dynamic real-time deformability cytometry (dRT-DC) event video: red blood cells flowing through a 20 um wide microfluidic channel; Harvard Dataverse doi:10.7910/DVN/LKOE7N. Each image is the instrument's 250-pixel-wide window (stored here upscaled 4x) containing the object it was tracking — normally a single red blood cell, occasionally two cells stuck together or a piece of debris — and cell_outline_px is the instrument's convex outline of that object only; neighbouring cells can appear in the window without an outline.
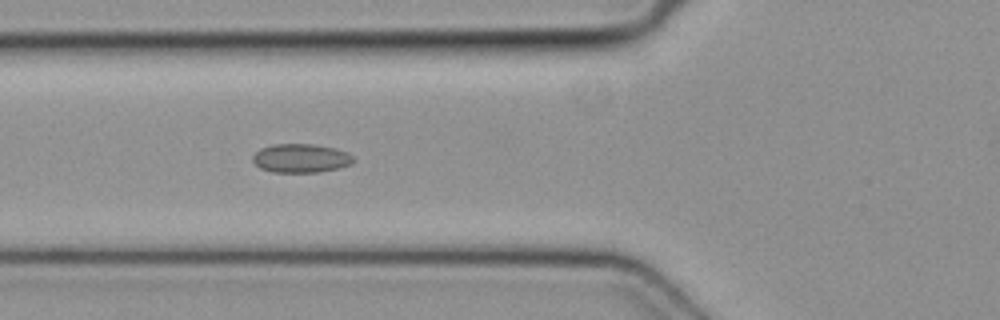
{"species": "common noctule bat (a hibernating species)", "species_latin": "Nyctalus noctula", "temperature_condition": "cold", "stored_images_in_passage": 4, "camera_frame_rate_fps": 3000, "um_per_image_px": 0.085, "animal": {"sex": "female", "body_mass_g": 19.3, "forearm_length_mm": 54.1}, "frame": {"image": 1, "passage_image": 4, "time_ms": 1.0, "image_size_px": [1000, 320], "cell_outline_px": [[356, 160], [352, 164], [340, 168], [320, 172], [272, 172], [260, 168], [252, 160], [252, 156], [260, 148], [272, 144], [312, 144], [336, 148], [348, 152]], "centroid_in_image_um": [25.6, 13.45], "position_along_channel_um": 100.2, "area_um2": 17.11}}